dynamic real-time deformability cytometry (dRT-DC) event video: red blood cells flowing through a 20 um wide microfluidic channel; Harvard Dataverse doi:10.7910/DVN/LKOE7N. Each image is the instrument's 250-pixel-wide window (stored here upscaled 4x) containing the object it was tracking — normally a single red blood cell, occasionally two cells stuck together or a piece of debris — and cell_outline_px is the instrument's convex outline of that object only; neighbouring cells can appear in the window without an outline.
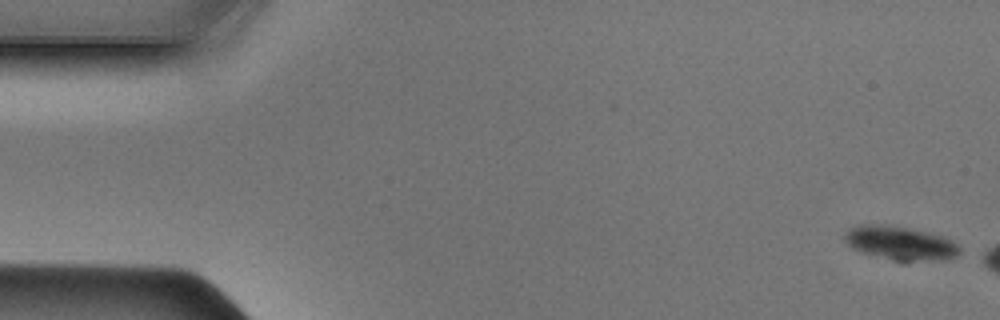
{"species": "Egyptian fruit bat (a non-hibernating species)", "species_latin": "Rousettus aegyptiacus", "temperature_condition": "cold", "stored_images_in_passage": 11, "camera_frame_rate_fps": 3000, "um_per_image_px": 0.085, "animal": {"sex": "male"}, "frame": {"image": 1, "passage_image": 1, "time_ms": 0.0, "image_size_px": [1000, 320], "cell_outline_px": [[960, 252], [956, 256], [940, 260], [904, 264], [864, 252], [852, 248], [844, 240], [844, 236], [852, 228], [864, 224], [872, 224], [912, 228], [928, 232], [952, 240], [960, 248]], "centroid_in_image_um": [76.57, 20.71], "position_along_channel_um": 8.4, "area_um2": 22.77}}